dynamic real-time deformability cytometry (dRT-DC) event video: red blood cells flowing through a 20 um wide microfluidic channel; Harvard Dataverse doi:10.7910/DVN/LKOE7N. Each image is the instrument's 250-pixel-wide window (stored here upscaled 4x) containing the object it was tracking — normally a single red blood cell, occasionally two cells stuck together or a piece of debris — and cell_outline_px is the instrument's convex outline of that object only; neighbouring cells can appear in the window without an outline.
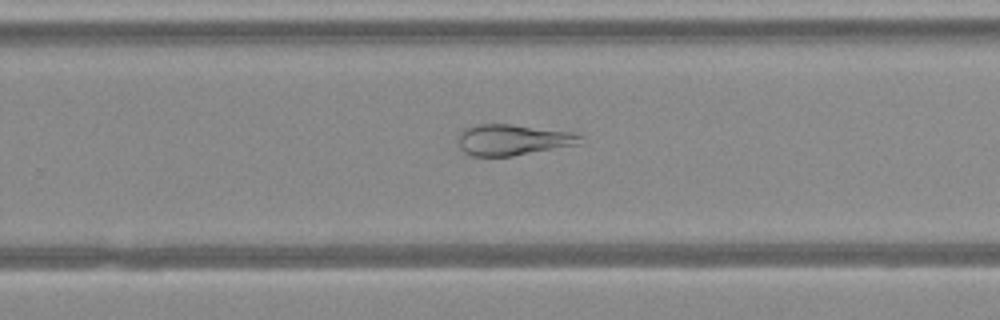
{"species": "Egyptian fruit bat (a non-hibernating species)", "species_latin": "Rousettus aegyptiacus", "temperature_condition": "warm", "stored_images_in_passage": 47, "camera_frame_rate_fps": 3000, "um_per_image_px": 0.085, "animal": {"sex": "female"}, "frame": {"image": 1, "passage_image": 30, "time_ms": 9.667, "image_size_px": [1000, 320], "cell_outline_px": [[584, 136], [580, 144], [512, 156], [472, 156], [464, 152], [460, 148], [456, 140], [456, 136], [464, 128], [476, 124], [512, 124], [580, 132]], "centroid_in_image_um": [43.62, 11.87], "position_along_channel_um": 286.2, "area_um2": 22.66}}
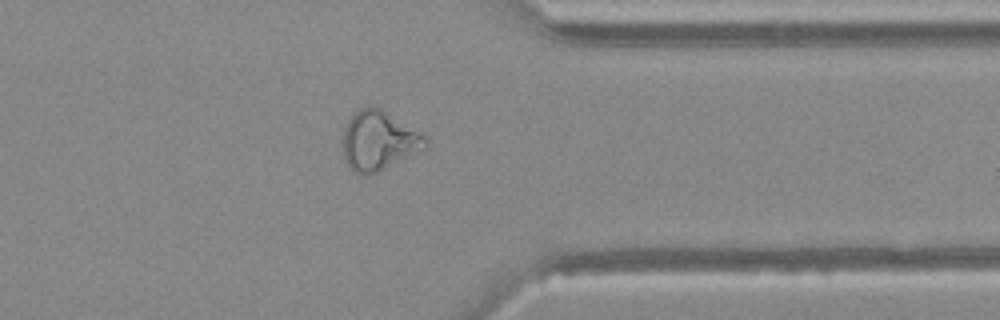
{"frame": {"image": 2, "passage_image": 37, "time_ms": 12.0, "image_size_px": [1000, 320], "cell_outline_px": [[428, 148], [368, 176], [356, 176], [348, 168], [344, 156], [344, 124], [360, 108], [368, 104], [380, 108], [424, 132], [428, 136]], "centroid_in_image_um": [32.23, 11.96], "position_along_channel_um": 379.2, "area_um2": 29.36}}
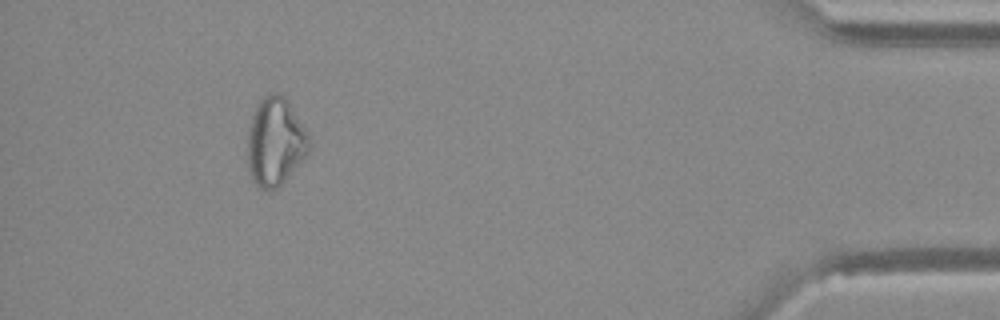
{"frame": {"image": 3, "passage_image": 43, "time_ms": 14.0, "image_size_px": [1000, 320], "cell_outline_px": [[308, 152], [284, 180], [276, 188], [268, 192], [260, 188], [252, 180], [248, 168], [248, 128], [252, 116], [260, 100], [268, 92], [276, 92], [284, 96], [288, 100], [308, 132]], "centroid_in_image_um": [23.37, 12.02], "position_along_channel_um": 411.8, "area_um2": 31.39}}